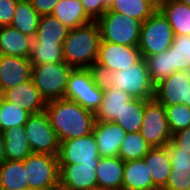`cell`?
Listing matches in <instances>:
<instances>
[{
  "mask_svg": "<svg viewBox=\"0 0 190 190\" xmlns=\"http://www.w3.org/2000/svg\"><path fill=\"white\" fill-rule=\"evenodd\" d=\"M40 16L51 15L60 0H29Z\"/></svg>",
  "mask_w": 190,
  "mask_h": 190,
  "instance_id": "cell-42",
  "label": "cell"
},
{
  "mask_svg": "<svg viewBox=\"0 0 190 190\" xmlns=\"http://www.w3.org/2000/svg\"><path fill=\"white\" fill-rule=\"evenodd\" d=\"M23 128L33 153L58 156L60 141L46 111L30 114Z\"/></svg>",
  "mask_w": 190,
  "mask_h": 190,
  "instance_id": "cell-9",
  "label": "cell"
},
{
  "mask_svg": "<svg viewBox=\"0 0 190 190\" xmlns=\"http://www.w3.org/2000/svg\"><path fill=\"white\" fill-rule=\"evenodd\" d=\"M158 6L151 0H114L107 11L128 15L143 23Z\"/></svg>",
  "mask_w": 190,
  "mask_h": 190,
  "instance_id": "cell-30",
  "label": "cell"
},
{
  "mask_svg": "<svg viewBox=\"0 0 190 190\" xmlns=\"http://www.w3.org/2000/svg\"><path fill=\"white\" fill-rule=\"evenodd\" d=\"M120 87L133 98L151 100L155 98V83L151 80L145 58L129 67L115 72L113 87Z\"/></svg>",
  "mask_w": 190,
  "mask_h": 190,
  "instance_id": "cell-7",
  "label": "cell"
},
{
  "mask_svg": "<svg viewBox=\"0 0 190 190\" xmlns=\"http://www.w3.org/2000/svg\"><path fill=\"white\" fill-rule=\"evenodd\" d=\"M70 29L93 21L85 12L80 0H60L52 14Z\"/></svg>",
  "mask_w": 190,
  "mask_h": 190,
  "instance_id": "cell-26",
  "label": "cell"
},
{
  "mask_svg": "<svg viewBox=\"0 0 190 190\" xmlns=\"http://www.w3.org/2000/svg\"><path fill=\"white\" fill-rule=\"evenodd\" d=\"M143 159L151 173L153 184L161 190L166 185L171 170L170 155L167 147H153Z\"/></svg>",
  "mask_w": 190,
  "mask_h": 190,
  "instance_id": "cell-22",
  "label": "cell"
},
{
  "mask_svg": "<svg viewBox=\"0 0 190 190\" xmlns=\"http://www.w3.org/2000/svg\"><path fill=\"white\" fill-rule=\"evenodd\" d=\"M73 69L65 62L33 64L32 80L46 102L64 99L68 78Z\"/></svg>",
  "mask_w": 190,
  "mask_h": 190,
  "instance_id": "cell-4",
  "label": "cell"
},
{
  "mask_svg": "<svg viewBox=\"0 0 190 190\" xmlns=\"http://www.w3.org/2000/svg\"><path fill=\"white\" fill-rule=\"evenodd\" d=\"M170 61L176 71H190V35H174Z\"/></svg>",
  "mask_w": 190,
  "mask_h": 190,
  "instance_id": "cell-34",
  "label": "cell"
},
{
  "mask_svg": "<svg viewBox=\"0 0 190 190\" xmlns=\"http://www.w3.org/2000/svg\"><path fill=\"white\" fill-rule=\"evenodd\" d=\"M88 70L91 73L93 83L101 90L104 91L113 87L115 71L96 62L92 64Z\"/></svg>",
  "mask_w": 190,
  "mask_h": 190,
  "instance_id": "cell-38",
  "label": "cell"
},
{
  "mask_svg": "<svg viewBox=\"0 0 190 190\" xmlns=\"http://www.w3.org/2000/svg\"><path fill=\"white\" fill-rule=\"evenodd\" d=\"M90 190H112V189H106V188L97 186V187L91 188Z\"/></svg>",
  "mask_w": 190,
  "mask_h": 190,
  "instance_id": "cell-47",
  "label": "cell"
},
{
  "mask_svg": "<svg viewBox=\"0 0 190 190\" xmlns=\"http://www.w3.org/2000/svg\"><path fill=\"white\" fill-rule=\"evenodd\" d=\"M104 91L96 86L85 68L73 69L69 75L64 99L76 102L93 113L101 106Z\"/></svg>",
  "mask_w": 190,
  "mask_h": 190,
  "instance_id": "cell-8",
  "label": "cell"
},
{
  "mask_svg": "<svg viewBox=\"0 0 190 190\" xmlns=\"http://www.w3.org/2000/svg\"><path fill=\"white\" fill-rule=\"evenodd\" d=\"M151 80L157 84L163 78L169 77L176 70L171 68L170 48L160 54H155L145 58Z\"/></svg>",
  "mask_w": 190,
  "mask_h": 190,
  "instance_id": "cell-36",
  "label": "cell"
},
{
  "mask_svg": "<svg viewBox=\"0 0 190 190\" xmlns=\"http://www.w3.org/2000/svg\"><path fill=\"white\" fill-rule=\"evenodd\" d=\"M140 133L152 148L165 147L172 139L165 107L155 98L145 103Z\"/></svg>",
  "mask_w": 190,
  "mask_h": 190,
  "instance_id": "cell-10",
  "label": "cell"
},
{
  "mask_svg": "<svg viewBox=\"0 0 190 190\" xmlns=\"http://www.w3.org/2000/svg\"><path fill=\"white\" fill-rule=\"evenodd\" d=\"M29 189L50 190L59 185L58 156L32 153L24 159Z\"/></svg>",
  "mask_w": 190,
  "mask_h": 190,
  "instance_id": "cell-6",
  "label": "cell"
},
{
  "mask_svg": "<svg viewBox=\"0 0 190 190\" xmlns=\"http://www.w3.org/2000/svg\"><path fill=\"white\" fill-rule=\"evenodd\" d=\"M40 17L29 0H19L10 26L34 39Z\"/></svg>",
  "mask_w": 190,
  "mask_h": 190,
  "instance_id": "cell-29",
  "label": "cell"
},
{
  "mask_svg": "<svg viewBox=\"0 0 190 190\" xmlns=\"http://www.w3.org/2000/svg\"><path fill=\"white\" fill-rule=\"evenodd\" d=\"M0 96L10 103H16L30 114L45 111L46 100L35 87L32 79L23 82L14 88L3 91Z\"/></svg>",
  "mask_w": 190,
  "mask_h": 190,
  "instance_id": "cell-16",
  "label": "cell"
},
{
  "mask_svg": "<svg viewBox=\"0 0 190 190\" xmlns=\"http://www.w3.org/2000/svg\"><path fill=\"white\" fill-rule=\"evenodd\" d=\"M174 32L163 13L157 9L141 23L138 48L143 58L168 50L173 43Z\"/></svg>",
  "mask_w": 190,
  "mask_h": 190,
  "instance_id": "cell-3",
  "label": "cell"
},
{
  "mask_svg": "<svg viewBox=\"0 0 190 190\" xmlns=\"http://www.w3.org/2000/svg\"><path fill=\"white\" fill-rule=\"evenodd\" d=\"M158 9L170 23L174 35H190V6L179 0H166Z\"/></svg>",
  "mask_w": 190,
  "mask_h": 190,
  "instance_id": "cell-24",
  "label": "cell"
},
{
  "mask_svg": "<svg viewBox=\"0 0 190 190\" xmlns=\"http://www.w3.org/2000/svg\"><path fill=\"white\" fill-rule=\"evenodd\" d=\"M148 100L134 98L122 109L121 113L114 120V123L121 126L127 133L139 132L141 130L145 103Z\"/></svg>",
  "mask_w": 190,
  "mask_h": 190,
  "instance_id": "cell-31",
  "label": "cell"
},
{
  "mask_svg": "<svg viewBox=\"0 0 190 190\" xmlns=\"http://www.w3.org/2000/svg\"><path fill=\"white\" fill-rule=\"evenodd\" d=\"M6 160L23 161L32 150L23 127H16L2 131Z\"/></svg>",
  "mask_w": 190,
  "mask_h": 190,
  "instance_id": "cell-27",
  "label": "cell"
},
{
  "mask_svg": "<svg viewBox=\"0 0 190 190\" xmlns=\"http://www.w3.org/2000/svg\"><path fill=\"white\" fill-rule=\"evenodd\" d=\"M28 188L24 160H6L0 165V190H25Z\"/></svg>",
  "mask_w": 190,
  "mask_h": 190,
  "instance_id": "cell-28",
  "label": "cell"
},
{
  "mask_svg": "<svg viewBox=\"0 0 190 190\" xmlns=\"http://www.w3.org/2000/svg\"><path fill=\"white\" fill-rule=\"evenodd\" d=\"M153 3H155L158 7L165 2L166 0H151Z\"/></svg>",
  "mask_w": 190,
  "mask_h": 190,
  "instance_id": "cell-45",
  "label": "cell"
},
{
  "mask_svg": "<svg viewBox=\"0 0 190 190\" xmlns=\"http://www.w3.org/2000/svg\"><path fill=\"white\" fill-rule=\"evenodd\" d=\"M133 99L127 92H123L119 86L104 90L101 106L94 113L95 121L114 122L125 104Z\"/></svg>",
  "mask_w": 190,
  "mask_h": 190,
  "instance_id": "cell-21",
  "label": "cell"
},
{
  "mask_svg": "<svg viewBox=\"0 0 190 190\" xmlns=\"http://www.w3.org/2000/svg\"><path fill=\"white\" fill-rule=\"evenodd\" d=\"M6 161L5 149H4V139L3 134L0 131V165Z\"/></svg>",
  "mask_w": 190,
  "mask_h": 190,
  "instance_id": "cell-43",
  "label": "cell"
},
{
  "mask_svg": "<svg viewBox=\"0 0 190 190\" xmlns=\"http://www.w3.org/2000/svg\"><path fill=\"white\" fill-rule=\"evenodd\" d=\"M171 134L190 126V108L184 104L164 106Z\"/></svg>",
  "mask_w": 190,
  "mask_h": 190,
  "instance_id": "cell-37",
  "label": "cell"
},
{
  "mask_svg": "<svg viewBox=\"0 0 190 190\" xmlns=\"http://www.w3.org/2000/svg\"><path fill=\"white\" fill-rule=\"evenodd\" d=\"M50 190H69V189H66V188H64V187H62V186H60V185H58V186H56V187H54V188H52V189H50Z\"/></svg>",
  "mask_w": 190,
  "mask_h": 190,
  "instance_id": "cell-46",
  "label": "cell"
},
{
  "mask_svg": "<svg viewBox=\"0 0 190 190\" xmlns=\"http://www.w3.org/2000/svg\"><path fill=\"white\" fill-rule=\"evenodd\" d=\"M98 164H59V185L69 190H90L97 187Z\"/></svg>",
  "mask_w": 190,
  "mask_h": 190,
  "instance_id": "cell-14",
  "label": "cell"
},
{
  "mask_svg": "<svg viewBox=\"0 0 190 190\" xmlns=\"http://www.w3.org/2000/svg\"><path fill=\"white\" fill-rule=\"evenodd\" d=\"M93 134L100 157H117L127 132L114 122L95 121Z\"/></svg>",
  "mask_w": 190,
  "mask_h": 190,
  "instance_id": "cell-18",
  "label": "cell"
},
{
  "mask_svg": "<svg viewBox=\"0 0 190 190\" xmlns=\"http://www.w3.org/2000/svg\"><path fill=\"white\" fill-rule=\"evenodd\" d=\"M114 0H102L104 6L109 9Z\"/></svg>",
  "mask_w": 190,
  "mask_h": 190,
  "instance_id": "cell-44",
  "label": "cell"
},
{
  "mask_svg": "<svg viewBox=\"0 0 190 190\" xmlns=\"http://www.w3.org/2000/svg\"><path fill=\"white\" fill-rule=\"evenodd\" d=\"M101 33L97 21L70 29L63 43V57L66 64L88 69L97 60Z\"/></svg>",
  "mask_w": 190,
  "mask_h": 190,
  "instance_id": "cell-2",
  "label": "cell"
},
{
  "mask_svg": "<svg viewBox=\"0 0 190 190\" xmlns=\"http://www.w3.org/2000/svg\"><path fill=\"white\" fill-rule=\"evenodd\" d=\"M155 99L164 106L184 104L190 108V72L175 71L155 84Z\"/></svg>",
  "mask_w": 190,
  "mask_h": 190,
  "instance_id": "cell-11",
  "label": "cell"
},
{
  "mask_svg": "<svg viewBox=\"0 0 190 190\" xmlns=\"http://www.w3.org/2000/svg\"><path fill=\"white\" fill-rule=\"evenodd\" d=\"M171 170L166 185L161 190H188L190 188V153L181 151L171 141L166 145Z\"/></svg>",
  "mask_w": 190,
  "mask_h": 190,
  "instance_id": "cell-17",
  "label": "cell"
},
{
  "mask_svg": "<svg viewBox=\"0 0 190 190\" xmlns=\"http://www.w3.org/2000/svg\"><path fill=\"white\" fill-rule=\"evenodd\" d=\"M122 190H159L143 158L124 162Z\"/></svg>",
  "mask_w": 190,
  "mask_h": 190,
  "instance_id": "cell-20",
  "label": "cell"
},
{
  "mask_svg": "<svg viewBox=\"0 0 190 190\" xmlns=\"http://www.w3.org/2000/svg\"><path fill=\"white\" fill-rule=\"evenodd\" d=\"M86 14L97 21L108 9L104 6L102 0H80Z\"/></svg>",
  "mask_w": 190,
  "mask_h": 190,
  "instance_id": "cell-40",
  "label": "cell"
},
{
  "mask_svg": "<svg viewBox=\"0 0 190 190\" xmlns=\"http://www.w3.org/2000/svg\"><path fill=\"white\" fill-rule=\"evenodd\" d=\"M33 38L12 26L0 27V55L29 58Z\"/></svg>",
  "mask_w": 190,
  "mask_h": 190,
  "instance_id": "cell-19",
  "label": "cell"
},
{
  "mask_svg": "<svg viewBox=\"0 0 190 190\" xmlns=\"http://www.w3.org/2000/svg\"><path fill=\"white\" fill-rule=\"evenodd\" d=\"M101 40L125 46H138L141 22L128 15L106 11L98 20Z\"/></svg>",
  "mask_w": 190,
  "mask_h": 190,
  "instance_id": "cell-5",
  "label": "cell"
},
{
  "mask_svg": "<svg viewBox=\"0 0 190 190\" xmlns=\"http://www.w3.org/2000/svg\"><path fill=\"white\" fill-rule=\"evenodd\" d=\"M179 1L190 6V0H179Z\"/></svg>",
  "mask_w": 190,
  "mask_h": 190,
  "instance_id": "cell-48",
  "label": "cell"
},
{
  "mask_svg": "<svg viewBox=\"0 0 190 190\" xmlns=\"http://www.w3.org/2000/svg\"><path fill=\"white\" fill-rule=\"evenodd\" d=\"M19 0H0V27L10 26Z\"/></svg>",
  "mask_w": 190,
  "mask_h": 190,
  "instance_id": "cell-39",
  "label": "cell"
},
{
  "mask_svg": "<svg viewBox=\"0 0 190 190\" xmlns=\"http://www.w3.org/2000/svg\"><path fill=\"white\" fill-rule=\"evenodd\" d=\"M30 113L16 103L5 101L0 96V131L24 127Z\"/></svg>",
  "mask_w": 190,
  "mask_h": 190,
  "instance_id": "cell-33",
  "label": "cell"
},
{
  "mask_svg": "<svg viewBox=\"0 0 190 190\" xmlns=\"http://www.w3.org/2000/svg\"><path fill=\"white\" fill-rule=\"evenodd\" d=\"M141 58L138 46H125L101 40L96 63L116 72L135 64Z\"/></svg>",
  "mask_w": 190,
  "mask_h": 190,
  "instance_id": "cell-13",
  "label": "cell"
},
{
  "mask_svg": "<svg viewBox=\"0 0 190 190\" xmlns=\"http://www.w3.org/2000/svg\"><path fill=\"white\" fill-rule=\"evenodd\" d=\"M124 161L117 157H100L96 167L98 187L122 190Z\"/></svg>",
  "mask_w": 190,
  "mask_h": 190,
  "instance_id": "cell-23",
  "label": "cell"
},
{
  "mask_svg": "<svg viewBox=\"0 0 190 190\" xmlns=\"http://www.w3.org/2000/svg\"><path fill=\"white\" fill-rule=\"evenodd\" d=\"M29 60L32 64L65 62L63 45L32 43Z\"/></svg>",
  "mask_w": 190,
  "mask_h": 190,
  "instance_id": "cell-35",
  "label": "cell"
},
{
  "mask_svg": "<svg viewBox=\"0 0 190 190\" xmlns=\"http://www.w3.org/2000/svg\"><path fill=\"white\" fill-rule=\"evenodd\" d=\"M70 28L53 15L41 16L33 43L63 45Z\"/></svg>",
  "mask_w": 190,
  "mask_h": 190,
  "instance_id": "cell-25",
  "label": "cell"
},
{
  "mask_svg": "<svg viewBox=\"0 0 190 190\" xmlns=\"http://www.w3.org/2000/svg\"><path fill=\"white\" fill-rule=\"evenodd\" d=\"M45 111L60 142L83 137L93 131L94 113L76 102L52 100L47 102Z\"/></svg>",
  "mask_w": 190,
  "mask_h": 190,
  "instance_id": "cell-1",
  "label": "cell"
},
{
  "mask_svg": "<svg viewBox=\"0 0 190 190\" xmlns=\"http://www.w3.org/2000/svg\"><path fill=\"white\" fill-rule=\"evenodd\" d=\"M152 146L144 139L139 132L126 134L118 150V157L124 162L143 158Z\"/></svg>",
  "mask_w": 190,
  "mask_h": 190,
  "instance_id": "cell-32",
  "label": "cell"
},
{
  "mask_svg": "<svg viewBox=\"0 0 190 190\" xmlns=\"http://www.w3.org/2000/svg\"><path fill=\"white\" fill-rule=\"evenodd\" d=\"M171 142L181 151L190 153V126L172 134Z\"/></svg>",
  "mask_w": 190,
  "mask_h": 190,
  "instance_id": "cell-41",
  "label": "cell"
},
{
  "mask_svg": "<svg viewBox=\"0 0 190 190\" xmlns=\"http://www.w3.org/2000/svg\"><path fill=\"white\" fill-rule=\"evenodd\" d=\"M100 155L93 132L60 142L59 164H98Z\"/></svg>",
  "mask_w": 190,
  "mask_h": 190,
  "instance_id": "cell-12",
  "label": "cell"
},
{
  "mask_svg": "<svg viewBox=\"0 0 190 190\" xmlns=\"http://www.w3.org/2000/svg\"><path fill=\"white\" fill-rule=\"evenodd\" d=\"M32 68L29 58L0 55V94L32 79Z\"/></svg>",
  "mask_w": 190,
  "mask_h": 190,
  "instance_id": "cell-15",
  "label": "cell"
}]
</instances>
